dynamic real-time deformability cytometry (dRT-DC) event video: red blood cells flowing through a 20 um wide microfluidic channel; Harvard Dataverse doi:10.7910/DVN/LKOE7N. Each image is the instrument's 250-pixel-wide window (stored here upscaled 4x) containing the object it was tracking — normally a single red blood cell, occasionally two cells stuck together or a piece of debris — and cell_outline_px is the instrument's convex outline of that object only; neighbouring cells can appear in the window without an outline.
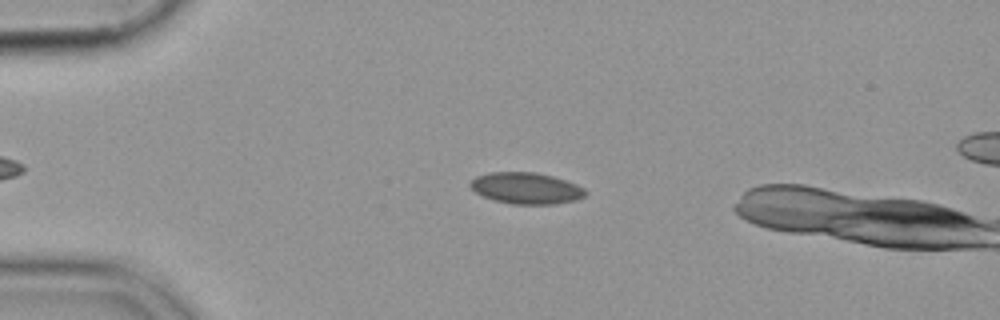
{"species": "common noctule bat (a hibernating species)", "species_latin": "Nyctalus noctula", "temperature_condition": "cold", "stored_images_in_passage": 51, "segment_of_instrument_passage": [1, 2], "camera_frame_rate_fps": 3000, "um_per_image_px": 0.085, "animal": {"sex": "female", "body_mass_g": 19.9}, "frame": {"image": 1, "passage_image": 13, "time_ms": 4.0, "image_size_px": [1000, 320], "cell_outline_px": [[588, 192], [584, 196], [572, 200], [552, 204], [512, 204], [496, 200], [484, 196], [476, 192], [468, 184], [476, 176], [492, 172], [532, 172], [552, 176], [576, 184], [584, 188]], "centroid_in_image_um": [44.71, 15.99], "position_along_channel_um": 40.3, "area_um2": 20.69}}
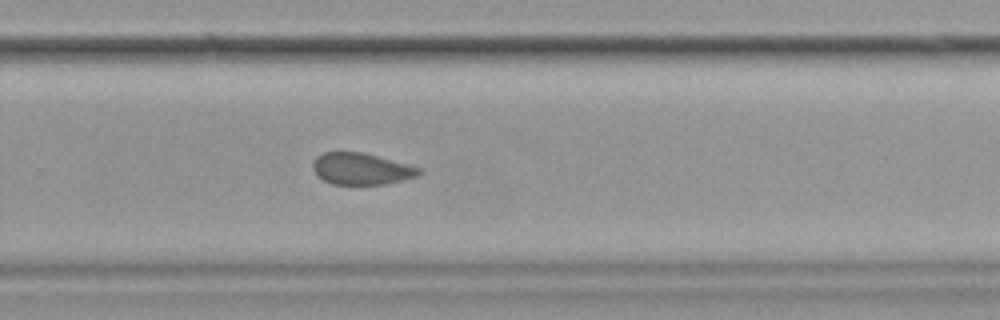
{"frame": {"image": 2, "passage_image": 37, "time_ms": 12.0, "image_size_px": [1000, 320], "cell_outline_px": [[424, 172], [416, 176], [384, 184], [332, 184], [324, 180], [312, 168], [312, 164], [316, 156], [324, 152], [360, 152], [376, 156], [420, 168]], "centroid_in_image_um": [30.68, 14.35], "position_along_channel_um": 299.1, "area_um2": 19.13}}
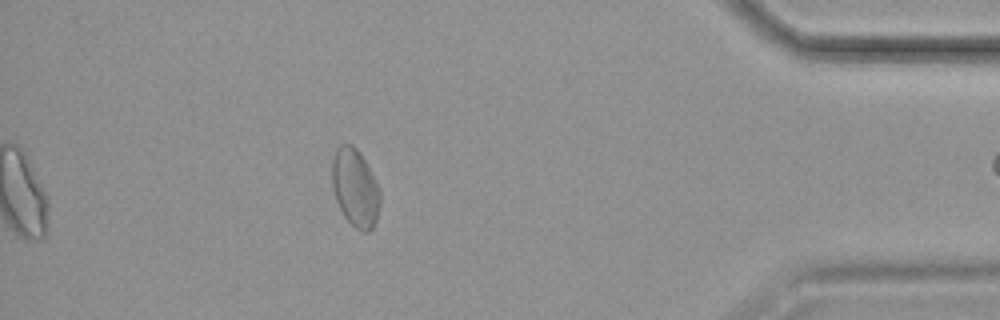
{"frame": {"image": 3, "passage_image": 49, "time_ms": 16.0, "image_size_px": [1000, 320], "cell_outline_px": [[380, 204], [376, 220], [372, 228], [368, 232], [364, 232], [356, 228], [344, 216], [336, 200], [332, 188], [332, 160], [336, 148], [344, 144], [352, 144], [360, 152], [380, 188]], "centroid_in_image_um": [30.19, 15.96], "position_along_channel_um": 405.0, "area_um2": 21.79}}